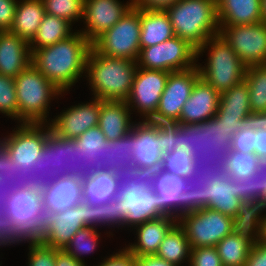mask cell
Returning a JSON list of instances; mask_svg holds the SVG:
<instances>
[{
	"mask_svg": "<svg viewBox=\"0 0 266 266\" xmlns=\"http://www.w3.org/2000/svg\"><path fill=\"white\" fill-rule=\"evenodd\" d=\"M45 127L47 129L43 130L42 124L22 123L14 133L10 134L9 138L1 141L10 153L11 160L15 162L17 168L15 183L17 185L29 183L28 179L33 173V167L37 164L39 154L51 132L50 125Z\"/></svg>",
	"mask_w": 266,
	"mask_h": 266,
	"instance_id": "obj_10",
	"label": "cell"
},
{
	"mask_svg": "<svg viewBox=\"0 0 266 266\" xmlns=\"http://www.w3.org/2000/svg\"><path fill=\"white\" fill-rule=\"evenodd\" d=\"M220 95L217 90L200 77L194 84L190 97L182 107L179 122L195 124L213 118L218 111Z\"/></svg>",
	"mask_w": 266,
	"mask_h": 266,
	"instance_id": "obj_22",
	"label": "cell"
},
{
	"mask_svg": "<svg viewBox=\"0 0 266 266\" xmlns=\"http://www.w3.org/2000/svg\"><path fill=\"white\" fill-rule=\"evenodd\" d=\"M29 43L10 31H0V74L17 77L31 64Z\"/></svg>",
	"mask_w": 266,
	"mask_h": 266,
	"instance_id": "obj_23",
	"label": "cell"
},
{
	"mask_svg": "<svg viewBox=\"0 0 266 266\" xmlns=\"http://www.w3.org/2000/svg\"><path fill=\"white\" fill-rule=\"evenodd\" d=\"M16 185L12 179H4L0 176V210L5 209L6 198Z\"/></svg>",
	"mask_w": 266,
	"mask_h": 266,
	"instance_id": "obj_62",
	"label": "cell"
},
{
	"mask_svg": "<svg viewBox=\"0 0 266 266\" xmlns=\"http://www.w3.org/2000/svg\"><path fill=\"white\" fill-rule=\"evenodd\" d=\"M179 0H131L132 6L140 10H166Z\"/></svg>",
	"mask_w": 266,
	"mask_h": 266,
	"instance_id": "obj_57",
	"label": "cell"
},
{
	"mask_svg": "<svg viewBox=\"0 0 266 266\" xmlns=\"http://www.w3.org/2000/svg\"><path fill=\"white\" fill-rule=\"evenodd\" d=\"M132 7V2L122 5L118 0H84L83 18L87 29L80 33L92 43L115 25Z\"/></svg>",
	"mask_w": 266,
	"mask_h": 266,
	"instance_id": "obj_19",
	"label": "cell"
},
{
	"mask_svg": "<svg viewBox=\"0 0 266 266\" xmlns=\"http://www.w3.org/2000/svg\"><path fill=\"white\" fill-rule=\"evenodd\" d=\"M149 177L150 184L154 191L158 193L160 215L174 217L175 219L178 218L179 220L176 212L178 208L181 212L182 191L186 183V178L166 173L161 169L151 173Z\"/></svg>",
	"mask_w": 266,
	"mask_h": 266,
	"instance_id": "obj_24",
	"label": "cell"
},
{
	"mask_svg": "<svg viewBox=\"0 0 266 266\" xmlns=\"http://www.w3.org/2000/svg\"><path fill=\"white\" fill-rule=\"evenodd\" d=\"M103 164L99 170L111 171L118 174L132 172V128L130 132L115 140L105 141Z\"/></svg>",
	"mask_w": 266,
	"mask_h": 266,
	"instance_id": "obj_33",
	"label": "cell"
},
{
	"mask_svg": "<svg viewBox=\"0 0 266 266\" xmlns=\"http://www.w3.org/2000/svg\"><path fill=\"white\" fill-rule=\"evenodd\" d=\"M200 78L198 65L184 71L170 72L156 113L150 121H179L182 107Z\"/></svg>",
	"mask_w": 266,
	"mask_h": 266,
	"instance_id": "obj_15",
	"label": "cell"
},
{
	"mask_svg": "<svg viewBox=\"0 0 266 266\" xmlns=\"http://www.w3.org/2000/svg\"><path fill=\"white\" fill-rule=\"evenodd\" d=\"M219 25H246L262 22L261 0H217Z\"/></svg>",
	"mask_w": 266,
	"mask_h": 266,
	"instance_id": "obj_28",
	"label": "cell"
},
{
	"mask_svg": "<svg viewBox=\"0 0 266 266\" xmlns=\"http://www.w3.org/2000/svg\"><path fill=\"white\" fill-rule=\"evenodd\" d=\"M70 26L71 23L65 19L45 14L40 26L38 27L35 37L29 43L31 53L35 49L51 46L69 38L74 34L71 32Z\"/></svg>",
	"mask_w": 266,
	"mask_h": 266,
	"instance_id": "obj_38",
	"label": "cell"
},
{
	"mask_svg": "<svg viewBox=\"0 0 266 266\" xmlns=\"http://www.w3.org/2000/svg\"><path fill=\"white\" fill-rule=\"evenodd\" d=\"M264 162L255 153H243L229 150L223 159L221 172L230 178H246L255 174Z\"/></svg>",
	"mask_w": 266,
	"mask_h": 266,
	"instance_id": "obj_41",
	"label": "cell"
},
{
	"mask_svg": "<svg viewBox=\"0 0 266 266\" xmlns=\"http://www.w3.org/2000/svg\"><path fill=\"white\" fill-rule=\"evenodd\" d=\"M231 141L232 136L216 115L202 123H180L177 131V149L194 156L197 170L221 171Z\"/></svg>",
	"mask_w": 266,
	"mask_h": 266,
	"instance_id": "obj_2",
	"label": "cell"
},
{
	"mask_svg": "<svg viewBox=\"0 0 266 266\" xmlns=\"http://www.w3.org/2000/svg\"><path fill=\"white\" fill-rule=\"evenodd\" d=\"M255 154L266 163V129L257 120Z\"/></svg>",
	"mask_w": 266,
	"mask_h": 266,
	"instance_id": "obj_58",
	"label": "cell"
},
{
	"mask_svg": "<svg viewBox=\"0 0 266 266\" xmlns=\"http://www.w3.org/2000/svg\"><path fill=\"white\" fill-rule=\"evenodd\" d=\"M256 119L244 124L232 137L231 150L243 153H255Z\"/></svg>",
	"mask_w": 266,
	"mask_h": 266,
	"instance_id": "obj_48",
	"label": "cell"
},
{
	"mask_svg": "<svg viewBox=\"0 0 266 266\" xmlns=\"http://www.w3.org/2000/svg\"><path fill=\"white\" fill-rule=\"evenodd\" d=\"M45 221L38 241L55 249H65L83 223L84 201L55 213H45Z\"/></svg>",
	"mask_w": 266,
	"mask_h": 266,
	"instance_id": "obj_18",
	"label": "cell"
},
{
	"mask_svg": "<svg viewBox=\"0 0 266 266\" xmlns=\"http://www.w3.org/2000/svg\"><path fill=\"white\" fill-rule=\"evenodd\" d=\"M175 36L165 10H141L140 48L150 47Z\"/></svg>",
	"mask_w": 266,
	"mask_h": 266,
	"instance_id": "obj_30",
	"label": "cell"
},
{
	"mask_svg": "<svg viewBox=\"0 0 266 266\" xmlns=\"http://www.w3.org/2000/svg\"><path fill=\"white\" fill-rule=\"evenodd\" d=\"M4 211L27 240L37 239L46 216L40 185L33 183L16 185L6 198Z\"/></svg>",
	"mask_w": 266,
	"mask_h": 266,
	"instance_id": "obj_9",
	"label": "cell"
},
{
	"mask_svg": "<svg viewBox=\"0 0 266 266\" xmlns=\"http://www.w3.org/2000/svg\"><path fill=\"white\" fill-rule=\"evenodd\" d=\"M244 81L249 88L251 113L257 118L266 112V65L247 67Z\"/></svg>",
	"mask_w": 266,
	"mask_h": 266,
	"instance_id": "obj_39",
	"label": "cell"
},
{
	"mask_svg": "<svg viewBox=\"0 0 266 266\" xmlns=\"http://www.w3.org/2000/svg\"><path fill=\"white\" fill-rule=\"evenodd\" d=\"M177 220L174 217L161 216L135 226L138 227V243L126 249L134 256L155 255L165 235Z\"/></svg>",
	"mask_w": 266,
	"mask_h": 266,
	"instance_id": "obj_25",
	"label": "cell"
},
{
	"mask_svg": "<svg viewBox=\"0 0 266 266\" xmlns=\"http://www.w3.org/2000/svg\"><path fill=\"white\" fill-rule=\"evenodd\" d=\"M266 208L264 200L242 201L232 221L231 233L247 239L253 245L261 241L262 225L265 219L260 217Z\"/></svg>",
	"mask_w": 266,
	"mask_h": 266,
	"instance_id": "obj_27",
	"label": "cell"
},
{
	"mask_svg": "<svg viewBox=\"0 0 266 266\" xmlns=\"http://www.w3.org/2000/svg\"><path fill=\"white\" fill-rule=\"evenodd\" d=\"M189 266H223L217 248L213 246L191 248Z\"/></svg>",
	"mask_w": 266,
	"mask_h": 266,
	"instance_id": "obj_51",
	"label": "cell"
},
{
	"mask_svg": "<svg viewBox=\"0 0 266 266\" xmlns=\"http://www.w3.org/2000/svg\"><path fill=\"white\" fill-rule=\"evenodd\" d=\"M118 195L123 198L126 213L123 225L133 227L161 217L158 193L150 184L149 174L131 171L120 174Z\"/></svg>",
	"mask_w": 266,
	"mask_h": 266,
	"instance_id": "obj_8",
	"label": "cell"
},
{
	"mask_svg": "<svg viewBox=\"0 0 266 266\" xmlns=\"http://www.w3.org/2000/svg\"><path fill=\"white\" fill-rule=\"evenodd\" d=\"M45 14L42 0L18 2L13 25L9 31L30 43L35 37Z\"/></svg>",
	"mask_w": 266,
	"mask_h": 266,
	"instance_id": "obj_32",
	"label": "cell"
},
{
	"mask_svg": "<svg viewBox=\"0 0 266 266\" xmlns=\"http://www.w3.org/2000/svg\"><path fill=\"white\" fill-rule=\"evenodd\" d=\"M168 71L143 69L138 67L134 76L126 103L131 108L136 107L138 112L149 120L155 113L161 95L165 89V84L169 76Z\"/></svg>",
	"mask_w": 266,
	"mask_h": 266,
	"instance_id": "obj_17",
	"label": "cell"
},
{
	"mask_svg": "<svg viewBox=\"0 0 266 266\" xmlns=\"http://www.w3.org/2000/svg\"><path fill=\"white\" fill-rule=\"evenodd\" d=\"M221 119V123L226 127L227 132L233 137L241 127L255 120L256 118H231V117H218Z\"/></svg>",
	"mask_w": 266,
	"mask_h": 266,
	"instance_id": "obj_59",
	"label": "cell"
},
{
	"mask_svg": "<svg viewBox=\"0 0 266 266\" xmlns=\"http://www.w3.org/2000/svg\"><path fill=\"white\" fill-rule=\"evenodd\" d=\"M19 120L23 123L43 124L47 122V109L51 97L62 94L33 64L14 78Z\"/></svg>",
	"mask_w": 266,
	"mask_h": 266,
	"instance_id": "obj_6",
	"label": "cell"
},
{
	"mask_svg": "<svg viewBox=\"0 0 266 266\" xmlns=\"http://www.w3.org/2000/svg\"><path fill=\"white\" fill-rule=\"evenodd\" d=\"M15 162L10 158V153L0 144V176L4 179H12L15 182Z\"/></svg>",
	"mask_w": 266,
	"mask_h": 266,
	"instance_id": "obj_54",
	"label": "cell"
},
{
	"mask_svg": "<svg viewBox=\"0 0 266 266\" xmlns=\"http://www.w3.org/2000/svg\"><path fill=\"white\" fill-rule=\"evenodd\" d=\"M245 266H266V244L262 241L255 243L248 255Z\"/></svg>",
	"mask_w": 266,
	"mask_h": 266,
	"instance_id": "obj_56",
	"label": "cell"
},
{
	"mask_svg": "<svg viewBox=\"0 0 266 266\" xmlns=\"http://www.w3.org/2000/svg\"><path fill=\"white\" fill-rule=\"evenodd\" d=\"M261 7H262V19L263 22L266 23V0H261Z\"/></svg>",
	"mask_w": 266,
	"mask_h": 266,
	"instance_id": "obj_65",
	"label": "cell"
},
{
	"mask_svg": "<svg viewBox=\"0 0 266 266\" xmlns=\"http://www.w3.org/2000/svg\"><path fill=\"white\" fill-rule=\"evenodd\" d=\"M91 171L82 161L81 146L76 143V138H63L51 130L28 181L40 185L68 175L83 179Z\"/></svg>",
	"mask_w": 266,
	"mask_h": 266,
	"instance_id": "obj_4",
	"label": "cell"
},
{
	"mask_svg": "<svg viewBox=\"0 0 266 266\" xmlns=\"http://www.w3.org/2000/svg\"><path fill=\"white\" fill-rule=\"evenodd\" d=\"M141 10L132 7L115 25L102 33L91 47L113 58L137 61L140 54Z\"/></svg>",
	"mask_w": 266,
	"mask_h": 266,
	"instance_id": "obj_11",
	"label": "cell"
},
{
	"mask_svg": "<svg viewBox=\"0 0 266 266\" xmlns=\"http://www.w3.org/2000/svg\"><path fill=\"white\" fill-rule=\"evenodd\" d=\"M17 3L15 0H0V31L11 29Z\"/></svg>",
	"mask_w": 266,
	"mask_h": 266,
	"instance_id": "obj_53",
	"label": "cell"
},
{
	"mask_svg": "<svg viewBox=\"0 0 266 266\" xmlns=\"http://www.w3.org/2000/svg\"><path fill=\"white\" fill-rule=\"evenodd\" d=\"M261 241L266 244V215H265V219L262 225Z\"/></svg>",
	"mask_w": 266,
	"mask_h": 266,
	"instance_id": "obj_64",
	"label": "cell"
},
{
	"mask_svg": "<svg viewBox=\"0 0 266 266\" xmlns=\"http://www.w3.org/2000/svg\"><path fill=\"white\" fill-rule=\"evenodd\" d=\"M158 125V136L161 138V151L170 154L177 149V131L179 121H152Z\"/></svg>",
	"mask_w": 266,
	"mask_h": 266,
	"instance_id": "obj_50",
	"label": "cell"
},
{
	"mask_svg": "<svg viewBox=\"0 0 266 266\" xmlns=\"http://www.w3.org/2000/svg\"><path fill=\"white\" fill-rule=\"evenodd\" d=\"M45 213H55L83 201V179L59 177L40 184Z\"/></svg>",
	"mask_w": 266,
	"mask_h": 266,
	"instance_id": "obj_20",
	"label": "cell"
},
{
	"mask_svg": "<svg viewBox=\"0 0 266 266\" xmlns=\"http://www.w3.org/2000/svg\"><path fill=\"white\" fill-rule=\"evenodd\" d=\"M176 222L164 240L161 242L158 252L155 254L158 258L164 259L169 263L179 266L181 261L188 258L190 260L191 247L187 239L184 228Z\"/></svg>",
	"mask_w": 266,
	"mask_h": 266,
	"instance_id": "obj_37",
	"label": "cell"
},
{
	"mask_svg": "<svg viewBox=\"0 0 266 266\" xmlns=\"http://www.w3.org/2000/svg\"><path fill=\"white\" fill-rule=\"evenodd\" d=\"M106 140L98 126L86 130L76 138V143L81 146L82 161L92 170L103 164Z\"/></svg>",
	"mask_w": 266,
	"mask_h": 266,
	"instance_id": "obj_40",
	"label": "cell"
},
{
	"mask_svg": "<svg viewBox=\"0 0 266 266\" xmlns=\"http://www.w3.org/2000/svg\"><path fill=\"white\" fill-rule=\"evenodd\" d=\"M125 215L123 198L120 195L98 204H89L84 201L83 223L85 226L93 227L95 223L123 225Z\"/></svg>",
	"mask_w": 266,
	"mask_h": 266,
	"instance_id": "obj_36",
	"label": "cell"
},
{
	"mask_svg": "<svg viewBox=\"0 0 266 266\" xmlns=\"http://www.w3.org/2000/svg\"><path fill=\"white\" fill-rule=\"evenodd\" d=\"M208 184V208L234 218L242 200L236 197L232 179L221 171H212Z\"/></svg>",
	"mask_w": 266,
	"mask_h": 266,
	"instance_id": "obj_29",
	"label": "cell"
},
{
	"mask_svg": "<svg viewBox=\"0 0 266 266\" xmlns=\"http://www.w3.org/2000/svg\"><path fill=\"white\" fill-rule=\"evenodd\" d=\"M256 120L266 129V112L259 115Z\"/></svg>",
	"mask_w": 266,
	"mask_h": 266,
	"instance_id": "obj_63",
	"label": "cell"
},
{
	"mask_svg": "<svg viewBox=\"0 0 266 266\" xmlns=\"http://www.w3.org/2000/svg\"><path fill=\"white\" fill-rule=\"evenodd\" d=\"M98 266H136L135 256L125 247L122 251L111 255L107 260Z\"/></svg>",
	"mask_w": 266,
	"mask_h": 266,
	"instance_id": "obj_55",
	"label": "cell"
},
{
	"mask_svg": "<svg viewBox=\"0 0 266 266\" xmlns=\"http://www.w3.org/2000/svg\"><path fill=\"white\" fill-rule=\"evenodd\" d=\"M136 266H176L156 255L135 256Z\"/></svg>",
	"mask_w": 266,
	"mask_h": 266,
	"instance_id": "obj_60",
	"label": "cell"
},
{
	"mask_svg": "<svg viewBox=\"0 0 266 266\" xmlns=\"http://www.w3.org/2000/svg\"><path fill=\"white\" fill-rule=\"evenodd\" d=\"M100 99L72 106L50 123L51 130L63 138H77L86 130L98 126Z\"/></svg>",
	"mask_w": 266,
	"mask_h": 266,
	"instance_id": "obj_21",
	"label": "cell"
},
{
	"mask_svg": "<svg viewBox=\"0 0 266 266\" xmlns=\"http://www.w3.org/2000/svg\"><path fill=\"white\" fill-rule=\"evenodd\" d=\"M27 239L18 231L14 222L4 210H0V246L15 243Z\"/></svg>",
	"mask_w": 266,
	"mask_h": 266,
	"instance_id": "obj_52",
	"label": "cell"
},
{
	"mask_svg": "<svg viewBox=\"0 0 266 266\" xmlns=\"http://www.w3.org/2000/svg\"><path fill=\"white\" fill-rule=\"evenodd\" d=\"M164 154L158 125L150 120L132 125V172L151 174L162 167Z\"/></svg>",
	"mask_w": 266,
	"mask_h": 266,
	"instance_id": "obj_16",
	"label": "cell"
},
{
	"mask_svg": "<svg viewBox=\"0 0 266 266\" xmlns=\"http://www.w3.org/2000/svg\"><path fill=\"white\" fill-rule=\"evenodd\" d=\"M165 11L175 36L187 40L196 49L219 34L217 0H179Z\"/></svg>",
	"mask_w": 266,
	"mask_h": 266,
	"instance_id": "obj_5",
	"label": "cell"
},
{
	"mask_svg": "<svg viewBox=\"0 0 266 266\" xmlns=\"http://www.w3.org/2000/svg\"><path fill=\"white\" fill-rule=\"evenodd\" d=\"M30 242L28 266H55L56 249L44 245L37 239L27 240Z\"/></svg>",
	"mask_w": 266,
	"mask_h": 266,
	"instance_id": "obj_49",
	"label": "cell"
},
{
	"mask_svg": "<svg viewBox=\"0 0 266 266\" xmlns=\"http://www.w3.org/2000/svg\"><path fill=\"white\" fill-rule=\"evenodd\" d=\"M219 35L247 66L266 65V23L219 25Z\"/></svg>",
	"mask_w": 266,
	"mask_h": 266,
	"instance_id": "obj_14",
	"label": "cell"
},
{
	"mask_svg": "<svg viewBox=\"0 0 266 266\" xmlns=\"http://www.w3.org/2000/svg\"><path fill=\"white\" fill-rule=\"evenodd\" d=\"M210 46L207 66H198L200 77L220 94L245 79L247 66L219 34L207 39L197 49V58Z\"/></svg>",
	"mask_w": 266,
	"mask_h": 266,
	"instance_id": "obj_7",
	"label": "cell"
},
{
	"mask_svg": "<svg viewBox=\"0 0 266 266\" xmlns=\"http://www.w3.org/2000/svg\"><path fill=\"white\" fill-rule=\"evenodd\" d=\"M161 170L188 179L196 170L194 156L183 149L164 154Z\"/></svg>",
	"mask_w": 266,
	"mask_h": 266,
	"instance_id": "obj_44",
	"label": "cell"
},
{
	"mask_svg": "<svg viewBox=\"0 0 266 266\" xmlns=\"http://www.w3.org/2000/svg\"><path fill=\"white\" fill-rule=\"evenodd\" d=\"M249 88L245 81L221 93L217 117L255 118L251 113Z\"/></svg>",
	"mask_w": 266,
	"mask_h": 266,
	"instance_id": "obj_35",
	"label": "cell"
},
{
	"mask_svg": "<svg viewBox=\"0 0 266 266\" xmlns=\"http://www.w3.org/2000/svg\"><path fill=\"white\" fill-rule=\"evenodd\" d=\"M129 111L126 101L100 100L98 127L107 140L119 139L130 132L133 124Z\"/></svg>",
	"mask_w": 266,
	"mask_h": 266,
	"instance_id": "obj_26",
	"label": "cell"
},
{
	"mask_svg": "<svg viewBox=\"0 0 266 266\" xmlns=\"http://www.w3.org/2000/svg\"><path fill=\"white\" fill-rule=\"evenodd\" d=\"M253 244L232 233L225 236L217 245L223 266H245Z\"/></svg>",
	"mask_w": 266,
	"mask_h": 266,
	"instance_id": "obj_42",
	"label": "cell"
},
{
	"mask_svg": "<svg viewBox=\"0 0 266 266\" xmlns=\"http://www.w3.org/2000/svg\"><path fill=\"white\" fill-rule=\"evenodd\" d=\"M95 227L86 226L79 229L64 250L76 260L83 262L81 255L93 252L98 243L99 234Z\"/></svg>",
	"mask_w": 266,
	"mask_h": 266,
	"instance_id": "obj_45",
	"label": "cell"
},
{
	"mask_svg": "<svg viewBox=\"0 0 266 266\" xmlns=\"http://www.w3.org/2000/svg\"><path fill=\"white\" fill-rule=\"evenodd\" d=\"M232 179L236 197L242 201L264 200L266 197V163L253 175L246 178Z\"/></svg>",
	"mask_w": 266,
	"mask_h": 266,
	"instance_id": "obj_43",
	"label": "cell"
},
{
	"mask_svg": "<svg viewBox=\"0 0 266 266\" xmlns=\"http://www.w3.org/2000/svg\"><path fill=\"white\" fill-rule=\"evenodd\" d=\"M212 176L211 170H196L183 187L181 200V213L179 217L188 212L201 208H208V181Z\"/></svg>",
	"mask_w": 266,
	"mask_h": 266,
	"instance_id": "obj_34",
	"label": "cell"
},
{
	"mask_svg": "<svg viewBox=\"0 0 266 266\" xmlns=\"http://www.w3.org/2000/svg\"><path fill=\"white\" fill-rule=\"evenodd\" d=\"M91 42L80 32L31 53L33 64L61 91L68 90L86 69Z\"/></svg>",
	"mask_w": 266,
	"mask_h": 266,
	"instance_id": "obj_1",
	"label": "cell"
},
{
	"mask_svg": "<svg viewBox=\"0 0 266 266\" xmlns=\"http://www.w3.org/2000/svg\"><path fill=\"white\" fill-rule=\"evenodd\" d=\"M119 177L115 172L93 169L83 178V201L98 204L117 196Z\"/></svg>",
	"mask_w": 266,
	"mask_h": 266,
	"instance_id": "obj_31",
	"label": "cell"
},
{
	"mask_svg": "<svg viewBox=\"0 0 266 266\" xmlns=\"http://www.w3.org/2000/svg\"><path fill=\"white\" fill-rule=\"evenodd\" d=\"M55 266H85L84 262L76 260L72 255L64 249H56Z\"/></svg>",
	"mask_w": 266,
	"mask_h": 266,
	"instance_id": "obj_61",
	"label": "cell"
},
{
	"mask_svg": "<svg viewBox=\"0 0 266 266\" xmlns=\"http://www.w3.org/2000/svg\"><path fill=\"white\" fill-rule=\"evenodd\" d=\"M46 14L72 23L84 15V0H42Z\"/></svg>",
	"mask_w": 266,
	"mask_h": 266,
	"instance_id": "obj_46",
	"label": "cell"
},
{
	"mask_svg": "<svg viewBox=\"0 0 266 266\" xmlns=\"http://www.w3.org/2000/svg\"><path fill=\"white\" fill-rule=\"evenodd\" d=\"M0 111L19 120L14 78L0 74Z\"/></svg>",
	"mask_w": 266,
	"mask_h": 266,
	"instance_id": "obj_47",
	"label": "cell"
},
{
	"mask_svg": "<svg viewBox=\"0 0 266 266\" xmlns=\"http://www.w3.org/2000/svg\"><path fill=\"white\" fill-rule=\"evenodd\" d=\"M137 61L113 58L89 50L86 69L94 98L105 101H126L131 92Z\"/></svg>",
	"mask_w": 266,
	"mask_h": 266,
	"instance_id": "obj_3",
	"label": "cell"
},
{
	"mask_svg": "<svg viewBox=\"0 0 266 266\" xmlns=\"http://www.w3.org/2000/svg\"><path fill=\"white\" fill-rule=\"evenodd\" d=\"M179 219L191 248L215 247L231 233L233 221V217L207 207L184 213Z\"/></svg>",
	"mask_w": 266,
	"mask_h": 266,
	"instance_id": "obj_12",
	"label": "cell"
},
{
	"mask_svg": "<svg viewBox=\"0 0 266 266\" xmlns=\"http://www.w3.org/2000/svg\"><path fill=\"white\" fill-rule=\"evenodd\" d=\"M196 58L197 49L187 40L174 36L162 43L141 48L137 66L168 72L184 71L197 65L194 62Z\"/></svg>",
	"mask_w": 266,
	"mask_h": 266,
	"instance_id": "obj_13",
	"label": "cell"
}]
</instances>
